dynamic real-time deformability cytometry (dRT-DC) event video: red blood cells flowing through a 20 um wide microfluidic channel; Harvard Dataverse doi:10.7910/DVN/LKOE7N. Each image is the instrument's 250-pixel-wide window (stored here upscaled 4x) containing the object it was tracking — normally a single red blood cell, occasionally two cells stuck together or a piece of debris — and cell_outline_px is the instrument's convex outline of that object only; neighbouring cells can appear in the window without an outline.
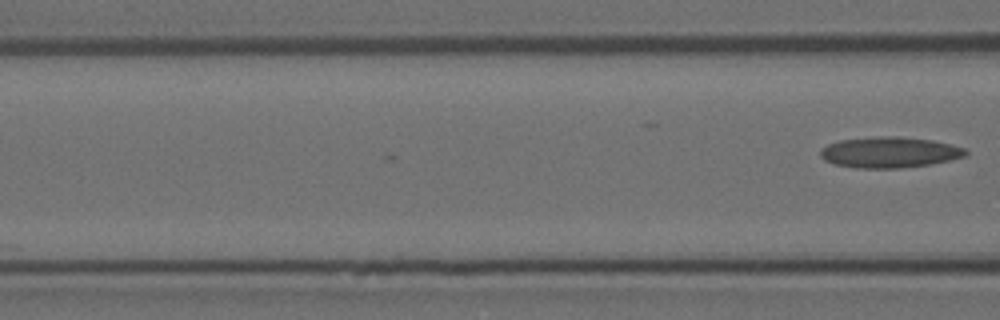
{"species": "Egyptian fruit bat (a non-hibernating species)", "species_latin": "Rousettus aegyptiacus", "temperature_condition": "room temperature", "stored_images_in_passage": 4, "camera_frame_rate_fps": 3000, "um_per_image_px": 0.085, "animal": {"sex": "female"}, "frame": {"image": 1, "passage_image": 4, "time_ms": 1.0, "image_size_px": [1000, 320], "cell_outline_px": [[968, 152], [964, 156], [932, 164], [900, 168], [856, 168], [836, 164], [824, 160], [820, 156], [820, 148], [828, 144], [840, 140], [880, 136], [892, 136], [932, 140], [952, 144], [964, 148]], "centroid_in_image_um": [75.59, 12.95], "position_along_channel_um": 91.0, "area_um2": 26.01}}